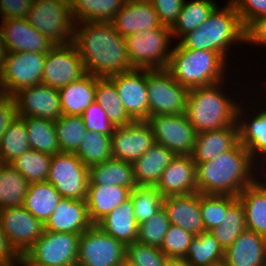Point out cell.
<instances>
[{"instance_id": "cell-7", "label": "cell", "mask_w": 266, "mask_h": 266, "mask_svg": "<svg viewBox=\"0 0 266 266\" xmlns=\"http://www.w3.org/2000/svg\"><path fill=\"white\" fill-rule=\"evenodd\" d=\"M26 20L54 44L73 42L76 22L70 0H34Z\"/></svg>"}, {"instance_id": "cell-28", "label": "cell", "mask_w": 266, "mask_h": 266, "mask_svg": "<svg viewBox=\"0 0 266 266\" xmlns=\"http://www.w3.org/2000/svg\"><path fill=\"white\" fill-rule=\"evenodd\" d=\"M258 181L245 187L237 199L244 208L247 230L266 238V181Z\"/></svg>"}, {"instance_id": "cell-14", "label": "cell", "mask_w": 266, "mask_h": 266, "mask_svg": "<svg viewBox=\"0 0 266 266\" xmlns=\"http://www.w3.org/2000/svg\"><path fill=\"white\" fill-rule=\"evenodd\" d=\"M86 74L83 60L73 42L55 44L46 54L41 84L59 90Z\"/></svg>"}, {"instance_id": "cell-8", "label": "cell", "mask_w": 266, "mask_h": 266, "mask_svg": "<svg viewBox=\"0 0 266 266\" xmlns=\"http://www.w3.org/2000/svg\"><path fill=\"white\" fill-rule=\"evenodd\" d=\"M80 235L45 230L23 254L20 266H77Z\"/></svg>"}, {"instance_id": "cell-6", "label": "cell", "mask_w": 266, "mask_h": 266, "mask_svg": "<svg viewBox=\"0 0 266 266\" xmlns=\"http://www.w3.org/2000/svg\"><path fill=\"white\" fill-rule=\"evenodd\" d=\"M171 29L165 25L138 31L125 38L132 69H167L172 48ZM170 50V51H168Z\"/></svg>"}, {"instance_id": "cell-32", "label": "cell", "mask_w": 266, "mask_h": 266, "mask_svg": "<svg viewBox=\"0 0 266 266\" xmlns=\"http://www.w3.org/2000/svg\"><path fill=\"white\" fill-rule=\"evenodd\" d=\"M88 185L137 187L132 163L111 158L89 168Z\"/></svg>"}, {"instance_id": "cell-51", "label": "cell", "mask_w": 266, "mask_h": 266, "mask_svg": "<svg viewBox=\"0 0 266 266\" xmlns=\"http://www.w3.org/2000/svg\"><path fill=\"white\" fill-rule=\"evenodd\" d=\"M238 12L246 29L257 19L266 16V0H228Z\"/></svg>"}, {"instance_id": "cell-9", "label": "cell", "mask_w": 266, "mask_h": 266, "mask_svg": "<svg viewBox=\"0 0 266 266\" xmlns=\"http://www.w3.org/2000/svg\"><path fill=\"white\" fill-rule=\"evenodd\" d=\"M46 54L5 52L0 93L13 96L20 89L41 84Z\"/></svg>"}, {"instance_id": "cell-10", "label": "cell", "mask_w": 266, "mask_h": 266, "mask_svg": "<svg viewBox=\"0 0 266 266\" xmlns=\"http://www.w3.org/2000/svg\"><path fill=\"white\" fill-rule=\"evenodd\" d=\"M149 117L186 112L189 89L181 86L167 69L147 70Z\"/></svg>"}, {"instance_id": "cell-35", "label": "cell", "mask_w": 266, "mask_h": 266, "mask_svg": "<svg viewBox=\"0 0 266 266\" xmlns=\"http://www.w3.org/2000/svg\"><path fill=\"white\" fill-rule=\"evenodd\" d=\"M213 0H184L179 16L170 28L172 39L176 36L180 39L190 31L201 26L213 10L217 7Z\"/></svg>"}, {"instance_id": "cell-24", "label": "cell", "mask_w": 266, "mask_h": 266, "mask_svg": "<svg viewBox=\"0 0 266 266\" xmlns=\"http://www.w3.org/2000/svg\"><path fill=\"white\" fill-rule=\"evenodd\" d=\"M265 262L266 238L247 229L224 251L225 266H264Z\"/></svg>"}, {"instance_id": "cell-19", "label": "cell", "mask_w": 266, "mask_h": 266, "mask_svg": "<svg viewBox=\"0 0 266 266\" xmlns=\"http://www.w3.org/2000/svg\"><path fill=\"white\" fill-rule=\"evenodd\" d=\"M0 41L5 52L47 54L55 45L31 26L26 18L8 19L0 24Z\"/></svg>"}, {"instance_id": "cell-15", "label": "cell", "mask_w": 266, "mask_h": 266, "mask_svg": "<svg viewBox=\"0 0 266 266\" xmlns=\"http://www.w3.org/2000/svg\"><path fill=\"white\" fill-rule=\"evenodd\" d=\"M0 224L9 244L20 257L45 231V224L23 205L0 209Z\"/></svg>"}, {"instance_id": "cell-38", "label": "cell", "mask_w": 266, "mask_h": 266, "mask_svg": "<svg viewBox=\"0 0 266 266\" xmlns=\"http://www.w3.org/2000/svg\"><path fill=\"white\" fill-rule=\"evenodd\" d=\"M29 182L11 164L0 163V209L24 205Z\"/></svg>"}, {"instance_id": "cell-30", "label": "cell", "mask_w": 266, "mask_h": 266, "mask_svg": "<svg viewBox=\"0 0 266 266\" xmlns=\"http://www.w3.org/2000/svg\"><path fill=\"white\" fill-rule=\"evenodd\" d=\"M131 190L119 186L88 185L87 208L91 222L97 224L130 198Z\"/></svg>"}, {"instance_id": "cell-12", "label": "cell", "mask_w": 266, "mask_h": 266, "mask_svg": "<svg viewBox=\"0 0 266 266\" xmlns=\"http://www.w3.org/2000/svg\"><path fill=\"white\" fill-rule=\"evenodd\" d=\"M47 182L64 198L86 200L89 168L74 153L52 155Z\"/></svg>"}, {"instance_id": "cell-36", "label": "cell", "mask_w": 266, "mask_h": 266, "mask_svg": "<svg viewBox=\"0 0 266 266\" xmlns=\"http://www.w3.org/2000/svg\"><path fill=\"white\" fill-rule=\"evenodd\" d=\"M185 259L191 266H217L223 264L224 250L210 231L194 236Z\"/></svg>"}, {"instance_id": "cell-33", "label": "cell", "mask_w": 266, "mask_h": 266, "mask_svg": "<svg viewBox=\"0 0 266 266\" xmlns=\"http://www.w3.org/2000/svg\"><path fill=\"white\" fill-rule=\"evenodd\" d=\"M62 196L49 182L29 184L24 208L44 224L50 218Z\"/></svg>"}, {"instance_id": "cell-18", "label": "cell", "mask_w": 266, "mask_h": 266, "mask_svg": "<svg viewBox=\"0 0 266 266\" xmlns=\"http://www.w3.org/2000/svg\"><path fill=\"white\" fill-rule=\"evenodd\" d=\"M13 97L19 117H37L55 121L62 116L58 89L38 84L20 89Z\"/></svg>"}, {"instance_id": "cell-53", "label": "cell", "mask_w": 266, "mask_h": 266, "mask_svg": "<svg viewBox=\"0 0 266 266\" xmlns=\"http://www.w3.org/2000/svg\"><path fill=\"white\" fill-rule=\"evenodd\" d=\"M34 0H0L1 20L26 18Z\"/></svg>"}, {"instance_id": "cell-21", "label": "cell", "mask_w": 266, "mask_h": 266, "mask_svg": "<svg viewBox=\"0 0 266 266\" xmlns=\"http://www.w3.org/2000/svg\"><path fill=\"white\" fill-rule=\"evenodd\" d=\"M92 225L86 200L62 197L45 223V230L57 233L82 234Z\"/></svg>"}, {"instance_id": "cell-47", "label": "cell", "mask_w": 266, "mask_h": 266, "mask_svg": "<svg viewBox=\"0 0 266 266\" xmlns=\"http://www.w3.org/2000/svg\"><path fill=\"white\" fill-rule=\"evenodd\" d=\"M169 226L167 212L162 207L155 215L138 225L137 242L160 248Z\"/></svg>"}, {"instance_id": "cell-25", "label": "cell", "mask_w": 266, "mask_h": 266, "mask_svg": "<svg viewBox=\"0 0 266 266\" xmlns=\"http://www.w3.org/2000/svg\"><path fill=\"white\" fill-rule=\"evenodd\" d=\"M238 142V126L196 133L191 156L195 163L208 162L217 155L232 149Z\"/></svg>"}, {"instance_id": "cell-2", "label": "cell", "mask_w": 266, "mask_h": 266, "mask_svg": "<svg viewBox=\"0 0 266 266\" xmlns=\"http://www.w3.org/2000/svg\"><path fill=\"white\" fill-rule=\"evenodd\" d=\"M254 163L240 142L211 161L195 163L198 192L237 197L257 179L253 175L256 172L254 167L257 166Z\"/></svg>"}, {"instance_id": "cell-11", "label": "cell", "mask_w": 266, "mask_h": 266, "mask_svg": "<svg viewBox=\"0 0 266 266\" xmlns=\"http://www.w3.org/2000/svg\"><path fill=\"white\" fill-rule=\"evenodd\" d=\"M126 259V245L96 224L79 237L77 266H120Z\"/></svg>"}, {"instance_id": "cell-44", "label": "cell", "mask_w": 266, "mask_h": 266, "mask_svg": "<svg viewBox=\"0 0 266 266\" xmlns=\"http://www.w3.org/2000/svg\"><path fill=\"white\" fill-rule=\"evenodd\" d=\"M54 126L60 152L75 153L87 131L82 117L62 115Z\"/></svg>"}, {"instance_id": "cell-37", "label": "cell", "mask_w": 266, "mask_h": 266, "mask_svg": "<svg viewBox=\"0 0 266 266\" xmlns=\"http://www.w3.org/2000/svg\"><path fill=\"white\" fill-rule=\"evenodd\" d=\"M95 101L107 112L109 121L115 127L126 126L134 122L124 109L115 84L108 77H96Z\"/></svg>"}, {"instance_id": "cell-58", "label": "cell", "mask_w": 266, "mask_h": 266, "mask_svg": "<svg viewBox=\"0 0 266 266\" xmlns=\"http://www.w3.org/2000/svg\"><path fill=\"white\" fill-rule=\"evenodd\" d=\"M4 49H3V46H2V43L0 41V74L2 72V65H3V60H4Z\"/></svg>"}, {"instance_id": "cell-3", "label": "cell", "mask_w": 266, "mask_h": 266, "mask_svg": "<svg viewBox=\"0 0 266 266\" xmlns=\"http://www.w3.org/2000/svg\"><path fill=\"white\" fill-rule=\"evenodd\" d=\"M225 5L222 9L217 6L207 20L185 34L180 43L185 48L214 51L228 59L231 45L245 43L246 29L233 5L230 2Z\"/></svg>"}, {"instance_id": "cell-46", "label": "cell", "mask_w": 266, "mask_h": 266, "mask_svg": "<svg viewBox=\"0 0 266 266\" xmlns=\"http://www.w3.org/2000/svg\"><path fill=\"white\" fill-rule=\"evenodd\" d=\"M237 200L235 196L200 193V211L205 231H211L221 225L223 212H227Z\"/></svg>"}, {"instance_id": "cell-52", "label": "cell", "mask_w": 266, "mask_h": 266, "mask_svg": "<svg viewBox=\"0 0 266 266\" xmlns=\"http://www.w3.org/2000/svg\"><path fill=\"white\" fill-rule=\"evenodd\" d=\"M162 25L171 28L176 22L184 0H150Z\"/></svg>"}, {"instance_id": "cell-13", "label": "cell", "mask_w": 266, "mask_h": 266, "mask_svg": "<svg viewBox=\"0 0 266 266\" xmlns=\"http://www.w3.org/2000/svg\"><path fill=\"white\" fill-rule=\"evenodd\" d=\"M146 122L152 128L156 144L167 147L175 155H192L196 131L185 113L154 115Z\"/></svg>"}, {"instance_id": "cell-23", "label": "cell", "mask_w": 266, "mask_h": 266, "mask_svg": "<svg viewBox=\"0 0 266 266\" xmlns=\"http://www.w3.org/2000/svg\"><path fill=\"white\" fill-rule=\"evenodd\" d=\"M112 24L125 38L135 32L151 30L162 25L150 0H125Z\"/></svg>"}, {"instance_id": "cell-59", "label": "cell", "mask_w": 266, "mask_h": 266, "mask_svg": "<svg viewBox=\"0 0 266 266\" xmlns=\"http://www.w3.org/2000/svg\"><path fill=\"white\" fill-rule=\"evenodd\" d=\"M120 266H136L135 264L131 263L127 259L123 261V263Z\"/></svg>"}, {"instance_id": "cell-5", "label": "cell", "mask_w": 266, "mask_h": 266, "mask_svg": "<svg viewBox=\"0 0 266 266\" xmlns=\"http://www.w3.org/2000/svg\"><path fill=\"white\" fill-rule=\"evenodd\" d=\"M227 61L217 52L188 49L178 41L167 70L181 86L192 89L226 80Z\"/></svg>"}, {"instance_id": "cell-27", "label": "cell", "mask_w": 266, "mask_h": 266, "mask_svg": "<svg viewBox=\"0 0 266 266\" xmlns=\"http://www.w3.org/2000/svg\"><path fill=\"white\" fill-rule=\"evenodd\" d=\"M175 156L167 147L155 143L141 158L132 163L137 186L155 187L164 169Z\"/></svg>"}, {"instance_id": "cell-31", "label": "cell", "mask_w": 266, "mask_h": 266, "mask_svg": "<svg viewBox=\"0 0 266 266\" xmlns=\"http://www.w3.org/2000/svg\"><path fill=\"white\" fill-rule=\"evenodd\" d=\"M96 77L86 74L58 90L62 115L81 116L95 101Z\"/></svg>"}, {"instance_id": "cell-45", "label": "cell", "mask_w": 266, "mask_h": 266, "mask_svg": "<svg viewBox=\"0 0 266 266\" xmlns=\"http://www.w3.org/2000/svg\"><path fill=\"white\" fill-rule=\"evenodd\" d=\"M164 197L156 187L137 186L131 190L130 198L133 201L134 215L138 225L163 207Z\"/></svg>"}, {"instance_id": "cell-16", "label": "cell", "mask_w": 266, "mask_h": 266, "mask_svg": "<svg viewBox=\"0 0 266 266\" xmlns=\"http://www.w3.org/2000/svg\"><path fill=\"white\" fill-rule=\"evenodd\" d=\"M108 78L115 84L129 117L134 122L147 121L149 118L147 69H132Z\"/></svg>"}, {"instance_id": "cell-50", "label": "cell", "mask_w": 266, "mask_h": 266, "mask_svg": "<svg viewBox=\"0 0 266 266\" xmlns=\"http://www.w3.org/2000/svg\"><path fill=\"white\" fill-rule=\"evenodd\" d=\"M87 131L100 132L111 136L115 126L109 121L107 112L93 101L81 115Z\"/></svg>"}, {"instance_id": "cell-41", "label": "cell", "mask_w": 266, "mask_h": 266, "mask_svg": "<svg viewBox=\"0 0 266 266\" xmlns=\"http://www.w3.org/2000/svg\"><path fill=\"white\" fill-rule=\"evenodd\" d=\"M88 168L112 158L111 136L100 132L86 131L74 153Z\"/></svg>"}, {"instance_id": "cell-1", "label": "cell", "mask_w": 266, "mask_h": 266, "mask_svg": "<svg viewBox=\"0 0 266 266\" xmlns=\"http://www.w3.org/2000/svg\"><path fill=\"white\" fill-rule=\"evenodd\" d=\"M73 43L87 74L106 78L131 70L125 37L112 22H77Z\"/></svg>"}, {"instance_id": "cell-22", "label": "cell", "mask_w": 266, "mask_h": 266, "mask_svg": "<svg viewBox=\"0 0 266 266\" xmlns=\"http://www.w3.org/2000/svg\"><path fill=\"white\" fill-rule=\"evenodd\" d=\"M163 208L166 210L171 225L198 236L205 232L201 211L200 193L165 196Z\"/></svg>"}, {"instance_id": "cell-34", "label": "cell", "mask_w": 266, "mask_h": 266, "mask_svg": "<svg viewBox=\"0 0 266 266\" xmlns=\"http://www.w3.org/2000/svg\"><path fill=\"white\" fill-rule=\"evenodd\" d=\"M125 0H70L74 21L112 22Z\"/></svg>"}, {"instance_id": "cell-20", "label": "cell", "mask_w": 266, "mask_h": 266, "mask_svg": "<svg viewBox=\"0 0 266 266\" xmlns=\"http://www.w3.org/2000/svg\"><path fill=\"white\" fill-rule=\"evenodd\" d=\"M164 196L198 192L196 164L191 155H176L155 186Z\"/></svg>"}, {"instance_id": "cell-39", "label": "cell", "mask_w": 266, "mask_h": 266, "mask_svg": "<svg viewBox=\"0 0 266 266\" xmlns=\"http://www.w3.org/2000/svg\"><path fill=\"white\" fill-rule=\"evenodd\" d=\"M21 118L25 121L30 149L50 155L60 153L53 120L37 117Z\"/></svg>"}, {"instance_id": "cell-43", "label": "cell", "mask_w": 266, "mask_h": 266, "mask_svg": "<svg viewBox=\"0 0 266 266\" xmlns=\"http://www.w3.org/2000/svg\"><path fill=\"white\" fill-rule=\"evenodd\" d=\"M246 229L244 208L241 202L237 200L227 212H223L221 225L210 232L225 251Z\"/></svg>"}, {"instance_id": "cell-57", "label": "cell", "mask_w": 266, "mask_h": 266, "mask_svg": "<svg viewBox=\"0 0 266 266\" xmlns=\"http://www.w3.org/2000/svg\"><path fill=\"white\" fill-rule=\"evenodd\" d=\"M165 266H191L185 258H167Z\"/></svg>"}, {"instance_id": "cell-55", "label": "cell", "mask_w": 266, "mask_h": 266, "mask_svg": "<svg viewBox=\"0 0 266 266\" xmlns=\"http://www.w3.org/2000/svg\"><path fill=\"white\" fill-rule=\"evenodd\" d=\"M245 43L266 45V16L257 19L246 28Z\"/></svg>"}, {"instance_id": "cell-48", "label": "cell", "mask_w": 266, "mask_h": 266, "mask_svg": "<svg viewBox=\"0 0 266 266\" xmlns=\"http://www.w3.org/2000/svg\"><path fill=\"white\" fill-rule=\"evenodd\" d=\"M126 259L136 266H165L167 256L156 246L135 241L126 245Z\"/></svg>"}, {"instance_id": "cell-42", "label": "cell", "mask_w": 266, "mask_h": 266, "mask_svg": "<svg viewBox=\"0 0 266 266\" xmlns=\"http://www.w3.org/2000/svg\"><path fill=\"white\" fill-rule=\"evenodd\" d=\"M52 155L29 149L10 164L29 182H46Z\"/></svg>"}, {"instance_id": "cell-49", "label": "cell", "mask_w": 266, "mask_h": 266, "mask_svg": "<svg viewBox=\"0 0 266 266\" xmlns=\"http://www.w3.org/2000/svg\"><path fill=\"white\" fill-rule=\"evenodd\" d=\"M193 238V234L170 224L160 250L167 258H185Z\"/></svg>"}, {"instance_id": "cell-56", "label": "cell", "mask_w": 266, "mask_h": 266, "mask_svg": "<svg viewBox=\"0 0 266 266\" xmlns=\"http://www.w3.org/2000/svg\"><path fill=\"white\" fill-rule=\"evenodd\" d=\"M21 257L9 244L0 224V266H20Z\"/></svg>"}, {"instance_id": "cell-4", "label": "cell", "mask_w": 266, "mask_h": 266, "mask_svg": "<svg viewBox=\"0 0 266 266\" xmlns=\"http://www.w3.org/2000/svg\"><path fill=\"white\" fill-rule=\"evenodd\" d=\"M224 82L189 89L185 114L196 133L237 126L240 104L221 91Z\"/></svg>"}, {"instance_id": "cell-29", "label": "cell", "mask_w": 266, "mask_h": 266, "mask_svg": "<svg viewBox=\"0 0 266 266\" xmlns=\"http://www.w3.org/2000/svg\"><path fill=\"white\" fill-rule=\"evenodd\" d=\"M105 233L125 245L137 241L138 224L134 215L131 198L120 204L97 224Z\"/></svg>"}, {"instance_id": "cell-17", "label": "cell", "mask_w": 266, "mask_h": 266, "mask_svg": "<svg viewBox=\"0 0 266 266\" xmlns=\"http://www.w3.org/2000/svg\"><path fill=\"white\" fill-rule=\"evenodd\" d=\"M154 144L152 128L146 121L117 126L111 135L112 158L133 163Z\"/></svg>"}, {"instance_id": "cell-40", "label": "cell", "mask_w": 266, "mask_h": 266, "mask_svg": "<svg viewBox=\"0 0 266 266\" xmlns=\"http://www.w3.org/2000/svg\"><path fill=\"white\" fill-rule=\"evenodd\" d=\"M30 149L25 121L17 116L0 141V163L10 164Z\"/></svg>"}, {"instance_id": "cell-26", "label": "cell", "mask_w": 266, "mask_h": 266, "mask_svg": "<svg viewBox=\"0 0 266 266\" xmlns=\"http://www.w3.org/2000/svg\"><path fill=\"white\" fill-rule=\"evenodd\" d=\"M243 106L237 109V126L239 142L249 152L253 160L266 159V109L261 110L258 114H253L250 119L244 116ZM243 114V115H242ZM245 120H243V118ZM241 120V121H240ZM259 157H258V155ZM262 156V158H261ZM264 157V158H263Z\"/></svg>"}, {"instance_id": "cell-54", "label": "cell", "mask_w": 266, "mask_h": 266, "mask_svg": "<svg viewBox=\"0 0 266 266\" xmlns=\"http://www.w3.org/2000/svg\"><path fill=\"white\" fill-rule=\"evenodd\" d=\"M17 116L14 97L8 94L0 93V141L9 125Z\"/></svg>"}]
</instances>
